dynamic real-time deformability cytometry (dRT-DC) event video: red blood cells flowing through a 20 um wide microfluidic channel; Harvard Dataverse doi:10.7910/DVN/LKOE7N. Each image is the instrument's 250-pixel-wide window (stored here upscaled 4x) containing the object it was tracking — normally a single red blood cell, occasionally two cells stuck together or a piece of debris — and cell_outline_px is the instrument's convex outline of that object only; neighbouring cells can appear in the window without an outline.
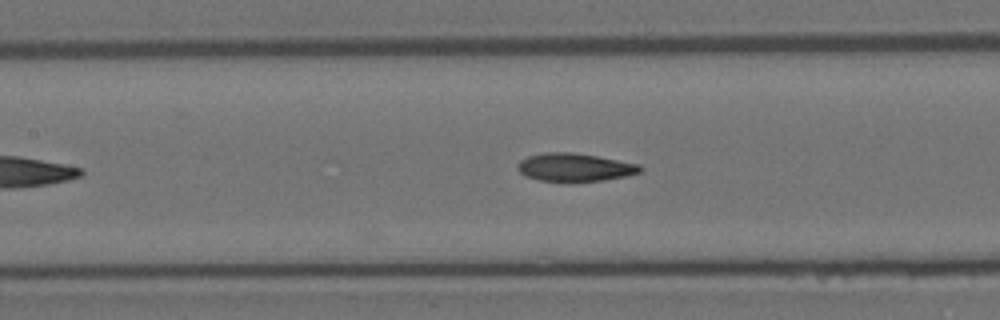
{"species": "Egyptian fruit bat (a non-hibernating species)", "species_latin": "Rousettus aegyptiacus", "temperature_condition": "room temperature", "stored_images_in_passage": 7, "camera_frame_rate_fps": 3000, "um_per_image_px": 0.085, "animal": {"sex": "female"}, "frame": {"image": 1, "passage_image": 7, "time_ms": 2.0, "image_size_px": [1000, 320], "cell_outline_px": [[644, 168], [640, 172], [628, 176], [604, 180], [568, 184], [536, 180], [524, 176], [516, 168], [516, 164], [520, 160], [528, 156], [544, 152], [572, 152], [596, 156], [640, 164]], "centroid_in_image_um": [48.82, 14.26], "position_along_channel_um": 158.6, "area_um2": 20.92}}